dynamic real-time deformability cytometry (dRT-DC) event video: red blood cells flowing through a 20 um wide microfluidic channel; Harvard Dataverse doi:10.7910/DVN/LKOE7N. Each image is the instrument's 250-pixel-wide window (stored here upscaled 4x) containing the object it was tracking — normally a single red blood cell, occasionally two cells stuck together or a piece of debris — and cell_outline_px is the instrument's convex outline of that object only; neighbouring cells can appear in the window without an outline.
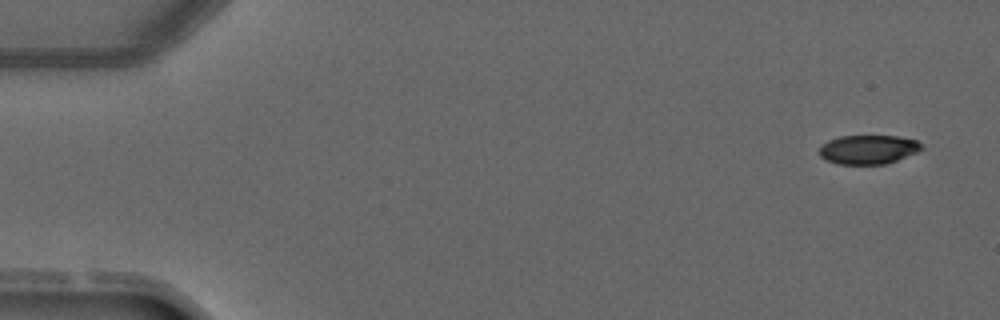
{"species": "common noctule bat (a hibernating species)", "species_latin": "Nyctalus noctula", "temperature_condition": "warm", "stored_images_in_passage": 4, "camera_frame_rate_fps": 3000, "um_per_image_px": 0.085, "animal": {"sex": "male", "forearm_length_mm": 52.5}, "frame": {"image": 1, "passage_image": 1, "time_ms": 0.0, "image_size_px": [1000, 320], "cell_outline_px": [[924, 148], [916, 152], [896, 160], [884, 164], [840, 164], [828, 160], [820, 156], [820, 144], [828, 140], [840, 136], [900, 136], [916, 140]], "centroid_in_image_um": [73.78, 12.69], "position_along_channel_um": 11.2, "area_um2": 17.17}}
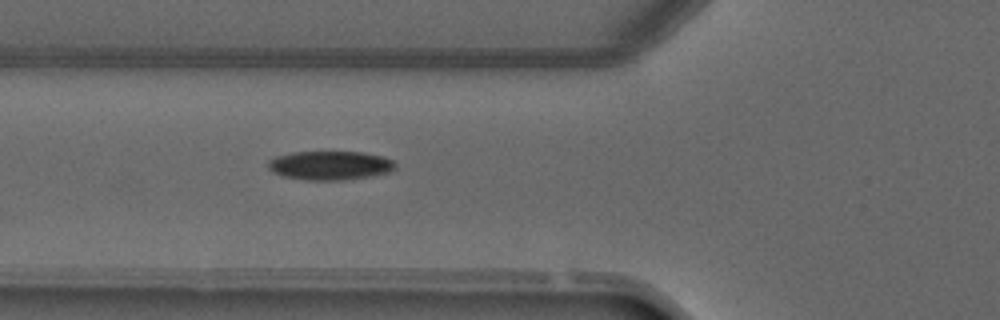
{"frame": {"image": 2, "passage_image": 4, "time_ms": 4.667, "image_size_px": [1000, 320], "cell_outline_px": [[396, 168], [388, 172], [372, 176], [340, 180], [304, 180], [284, 176], [272, 172], [268, 168], [268, 160], [276, 156], [292, 152], [360, 152], [380, 156], [392, 160], [396, 164]], "centroid_in_image_um": [28.02, 14.06], "position_along_channel_um": 97.8, "area_um2": 21.39}}